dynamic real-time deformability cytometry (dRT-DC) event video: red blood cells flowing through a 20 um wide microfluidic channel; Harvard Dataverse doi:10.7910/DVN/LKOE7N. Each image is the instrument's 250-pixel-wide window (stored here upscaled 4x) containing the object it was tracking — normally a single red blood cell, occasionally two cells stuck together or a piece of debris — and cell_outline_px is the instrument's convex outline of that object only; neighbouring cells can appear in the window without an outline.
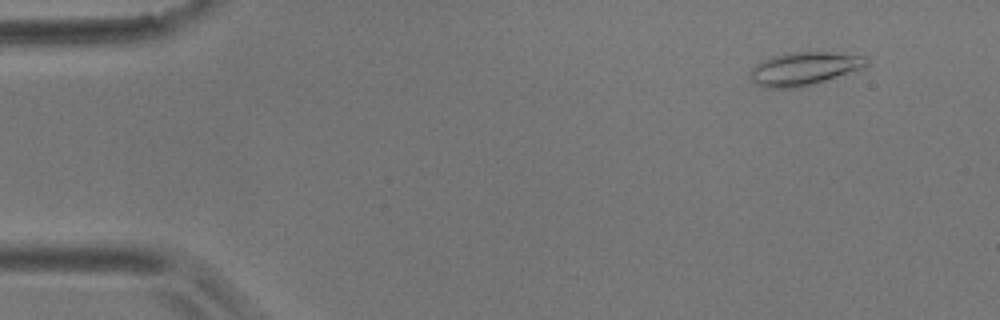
{"species": "common noctule bat (a hibernating species)", "species_latin": "Nyctalus noctula", "temperature_condition": "room temperature", "stored_images_in_passage": 55, "camera_frame_rate_fps": 3000, "um_per_image_px": 0.085, "animal": {"sex": "male", "body_mass_g": 17.9}, "frame": {"image": 1, "passage_image": 5, "time_ms": 1.333, "image_size_px": [1000, 320], "cell_outline_px": [[868, 64], [864, 68], [800, 88], [764, 88], [756, 84], [752, 80], [752, 68], [756, 64], [772, 56], [788, 52], [828, 52], [868, 56]], "centroid_in_image_um": [68.39, 5.83], "position_along_channel_um": 16.6, "area_um2": 22.48}}
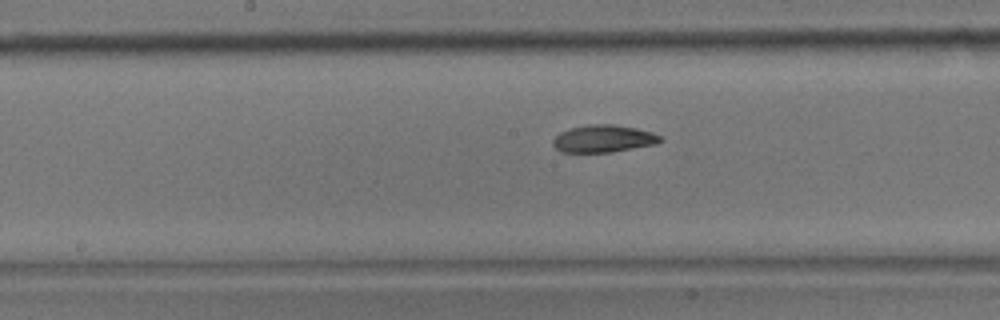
{"frame": {"image": 2, "passage_image": 28, "time_ms": 9.0, "image_size_px": [1000, 320], "cell_outline_px": [[664, 140], [656, 144], [612, 152], [564, 152], [556, 148], [552, 144], [552, 140], [560, 132], [572, 128], [588, 124], [612, 124], [636, 128], [652, 132], [660, 136]], "centroid_in_image_um": [51.31, 11.78], "position_along_channel_um": 196.9, "area_um2": 17.05}}
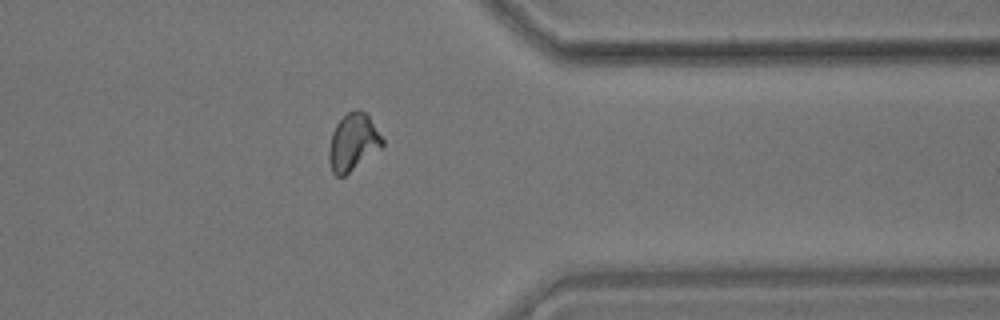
{"frame": {"image": 3, "passage_image": 44, "time_ms": 14.333, "image_size_px": [1000, 320], "cell_outline_px": [[384, 144], [380, 148], [344, 176], [336, 176], [332, 172], [328, 160], [328, 148], [332, 132], [336, 124], [348, 112], [360, 108], [368, 116], [384, 140]], "centroid_in_image_um": [29.98, 12.09], "position_along_channel_um": 381.4, "area_um2": 17.57}, "authors_computed_cell_mechanics": {"area_um2": 17.5712, "velocity_mm_per_s": 3.6389, "shape_relaxation_time_tau1_ms": 8.3282, "shape_relaxation_time_tau2_ms": 4.0188, "deformation_change_tau1": 0.1849, "deformation_change_tau2": 0.1003}}